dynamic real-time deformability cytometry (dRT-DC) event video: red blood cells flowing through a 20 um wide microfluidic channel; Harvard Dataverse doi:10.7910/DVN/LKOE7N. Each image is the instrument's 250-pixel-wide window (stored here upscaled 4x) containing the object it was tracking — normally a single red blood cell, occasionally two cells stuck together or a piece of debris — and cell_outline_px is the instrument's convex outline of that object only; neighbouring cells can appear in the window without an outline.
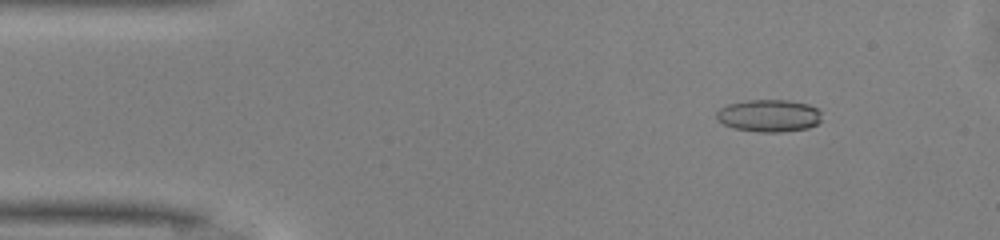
{"species": "common noctule bat (a hibernating species)", "species_latin": "Nyctalus noctula", "temperature_condition": "warm", "stored_images_in_passage": 46, "camera_frame_rate_fps": 3000, "um_per_image_px": 0.085, "animal": {"sex": "male", "body_mass_g": 13.0, "forearm_length_mm": 53.1}, "frame": {"image": 1, "passage_image": 3, "time_ms": 0.667, "image_size_px": [1000, 240], "cell_outline_px": [[820, 120], [816, 124], [808, 128], [780, 132], [760, 132], [736, 128], [724, 124], [716, 120], [716, 112], [720, 108], [728, 104], [744, 100], [788, 100], [808, 104], [816, 108], [820, 112]], "centroid_in_image_um": [65.33, 9.82], "position_along_channel_um": 19.7, "area_um2": 19.77}}
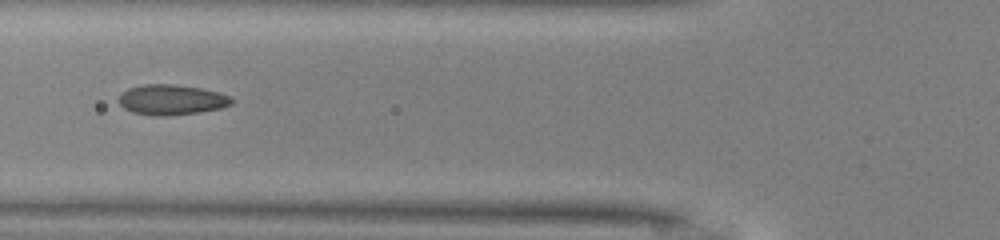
{"frame": {"image": 2, "passage_image": 15, "time_ms": 4.667, "image_size_px": [1000, 240], "cell_outline_px": [[236, 100], [232, 104], [220, 108], [196, 112], [160, 116], [156, 116], [132, 112], [124, 108], [116, 100], [128, 88], [144, 84], [172, 84], [200, 88], [220, 92], [232, 96]], "centroid_in_image_um": [14.6, 8.47], "position_along_channel_um": 111.2, "area_um2": 19.88}}
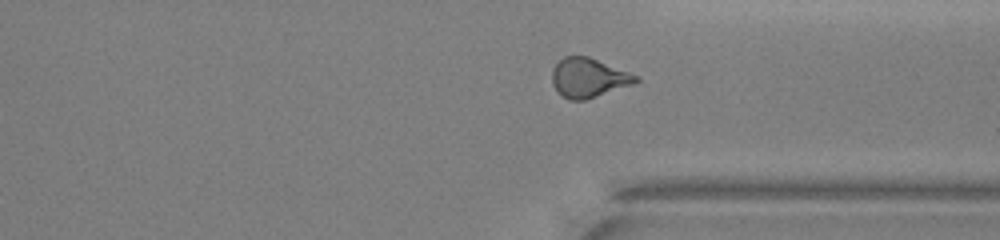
{"frame": {"image": 3, "passage_image": 33, "time_ms": 10.667, "image_size_px": [1000, 240], "cell_outline_px": [[640, 80], [632, 84], [584, 100], [568, 100], [556, 92], [552, 84], [552, 68], [564, 56], [588, 56], [640, 76]], "centroid_in_image_um": [50.0, 6.61], "position_along_channel_um": 361.4, "area_um2": 19.19}, "authors_computed_cell_mechanics": {"area_um2": 19.3052, "velocity_mm_per_s": 4.18, "shape_relaxation_time_tau1_ms": 5.9445, "shape_relaxation_time_tau2_ms": 1.1183, "deformation_change_tau1": 0.154, "deformation_change_tau2": 0.0899}}